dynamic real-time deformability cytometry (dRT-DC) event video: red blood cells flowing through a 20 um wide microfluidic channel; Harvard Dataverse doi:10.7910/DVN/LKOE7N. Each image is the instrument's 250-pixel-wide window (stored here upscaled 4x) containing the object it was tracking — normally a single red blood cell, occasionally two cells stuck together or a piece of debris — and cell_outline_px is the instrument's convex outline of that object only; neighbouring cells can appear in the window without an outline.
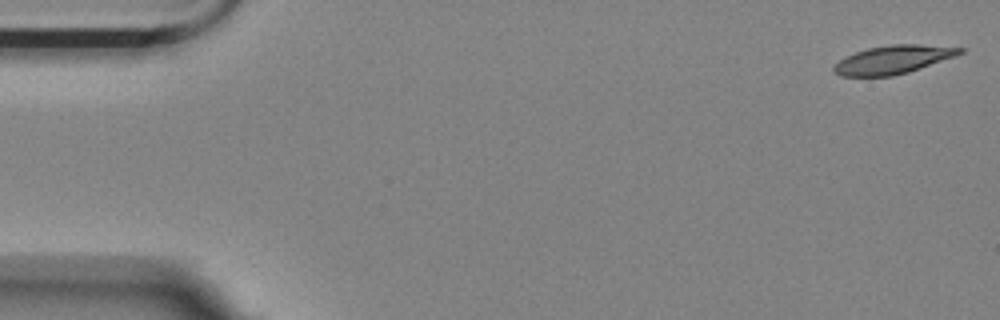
{"species": "Egyptian fruit bat (a non-hibernating species)", "species_latin": "Rousettus aegyptiacus", "temperature_condition": "room temperature", "stored_images_in_passage": 4, "camera_frame_rate_fps": 3000, "um_per_image_px": 0.085, "animal": {"sex": "female"}, "frame": {"image": 1, "passage_image": 1, "time_ms": 0.0, "image_size_px": [1000, 320], "cell_outline_px": [[964, 52], [956, 56], [908, 72], [892, 76], [840, 76], [832, 68], [840, 60], [856, 52], [868, 48], [892, 44], [920, 44], [964, 48]], "centroid_in_image_um": [75.95, 5.06], "position_along_channel_um": 9.1, "area_um2": 20.58}}